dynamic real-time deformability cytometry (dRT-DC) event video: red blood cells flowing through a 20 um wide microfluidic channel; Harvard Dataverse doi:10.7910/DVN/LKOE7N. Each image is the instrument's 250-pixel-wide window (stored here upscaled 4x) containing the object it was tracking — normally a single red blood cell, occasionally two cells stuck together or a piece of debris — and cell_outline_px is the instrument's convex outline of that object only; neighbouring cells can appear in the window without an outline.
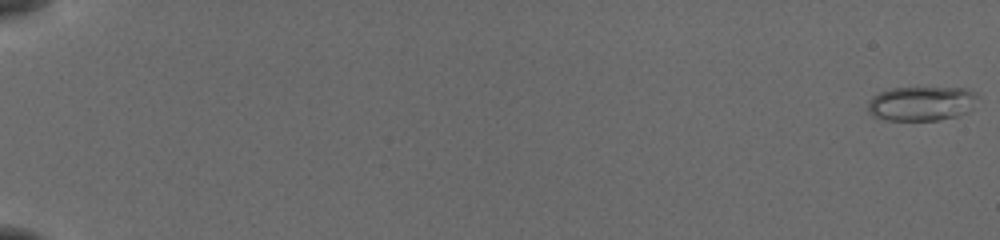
{"species": "common noctule bat (a hibernating species)", "species_latin": "Nyctalus noctula", "temperature_condition": "cold", "stored_images_in_passage": 56, "camera_frame_rate_fps": 3000, "um_per_image_px": 0.085, "animal": {"sex": "female", "body_mass_g": 19.5, "forearm_length_mm": 54.1}, "frame": {"image": 1, "passage_image": 1, "time_ms": 0.0, "image_size_px": [1000, 240], "cell_outline_px": [[976, 96], [972, 108], [968, 112], [956, 116], [940, 120], [884, 120], [872, 116], [868, 112], [868, 100], [872, 96], [880, 92], [892, 88], [968, 88], [976, 92]], "centroid_in_image_um": [78.29, 8.8], "position_along_channel_um": 6.7, "area_um2": 22.14}}
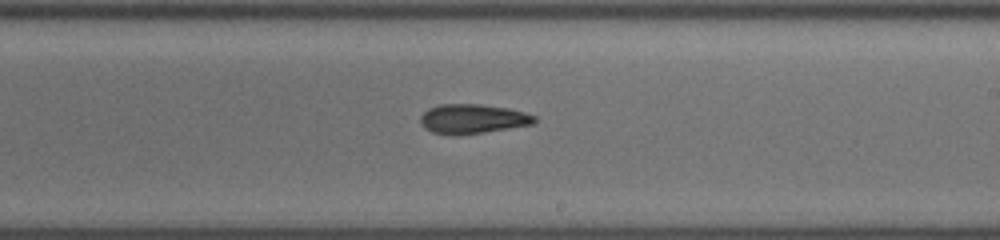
{"frame": {"image": 2, "passage_image": 36, "time_ms": 11.667, "image_size_px": [1000, 240], "cell_outline_px": [[536, 124], [484, 132], [456, 136], [432, 132], [424, 128], [420, 124], [420, 116], [428, 108], [440, 104], [480, 104], [508, 108], [524, 112], [536, 116]], "centroid_in_image_um": [40.16, 10.11], "position_along_channel_um": 248.8, "area_um2": 19.83}}
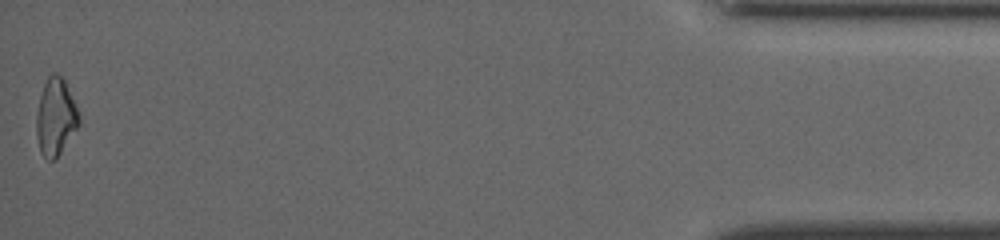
{"frame": {"image": 3, "passage_image": 56, "time_ms": 18.333, "image_size_px": [1000, 240], "cell_outline_px": [[80, 124], [56, 160], [48, 160], [40, 152], [36, 136], [36, 112], [40, 96], [44, 84], [48, 76], [52, 72], [56, 72], [64, 80], [80, 112]], "centroid_in_image_um": [4.73, 9.96], "position_along_channel_um": 430.5, "area_um2": 19.42}, "authors_computed_cell_mechanics": {"area_um2": 19.652, "velocity_mm_per_s": 3.8878, "shape_relaxation_time_tau1_ms": 5.6977, "shape_relaxation_time_tau2_ms": 6.2559, "deformation_change_tau1": 0.1688, "deformation_change_tau2": 0.1798}}